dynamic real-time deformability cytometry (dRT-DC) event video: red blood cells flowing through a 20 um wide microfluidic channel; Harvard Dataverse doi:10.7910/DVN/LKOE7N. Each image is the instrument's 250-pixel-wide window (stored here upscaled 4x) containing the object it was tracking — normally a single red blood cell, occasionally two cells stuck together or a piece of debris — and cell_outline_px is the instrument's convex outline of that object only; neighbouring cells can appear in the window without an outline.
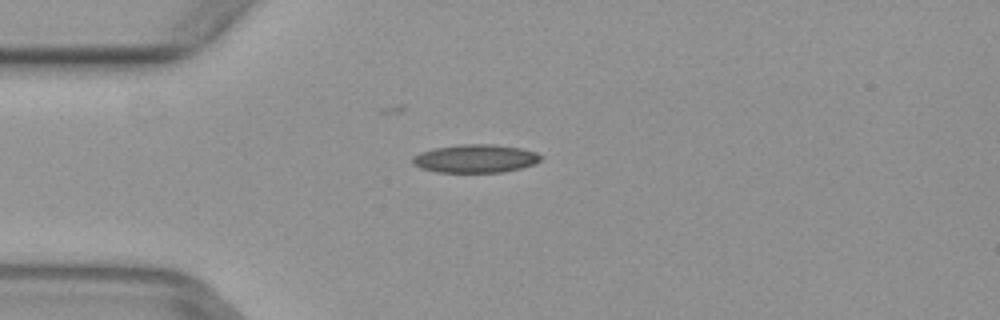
{"species": "common noctule bat (a hibernating species)", "species_latin": "Nyctalus noctula", "temperature_condition": "warm", "stored_images_in_passage": 4, "camera_frame_rate_fps": 3000, "um_per_image_px": 0.085, "animal": {"sex": "female", "body_mass_g": 29.2, "forearm_length_mm": 56.3}, "frame": {"image": 1, "passage_image": 4, "time_ms": 1.0, "image_size_px": [1000, 320], "cell_outline_px": [[544, 156], [540, 160], [532, 164], [520, 168], [504, 172], [436, 172], [420, 168], [412, 164], [412, 160], [420, 152], [432, 148], [460, 144], [492, 144], [520, 148], [536, 152]], "centroid_in_image_um": [40.39, 13.47], "position_along_channel_um": 44.6, "area_um2": 21.1}}